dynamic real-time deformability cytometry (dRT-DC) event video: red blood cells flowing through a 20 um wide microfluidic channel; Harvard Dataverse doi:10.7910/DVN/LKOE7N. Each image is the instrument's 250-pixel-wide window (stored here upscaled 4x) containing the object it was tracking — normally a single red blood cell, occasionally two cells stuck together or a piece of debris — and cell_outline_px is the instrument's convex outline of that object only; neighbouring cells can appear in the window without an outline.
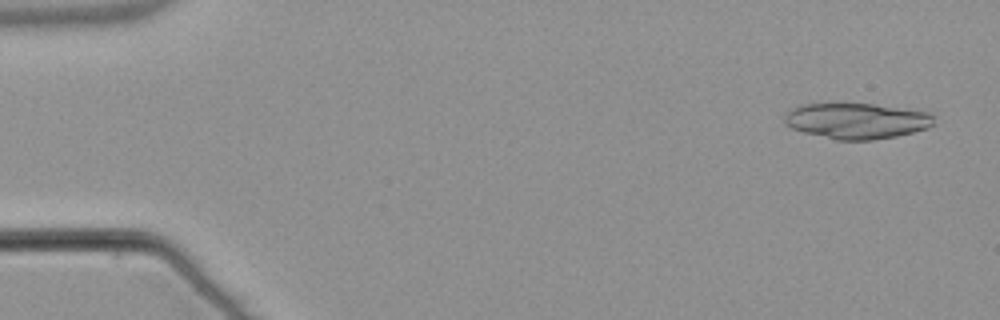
{"species": "common noctule bat (a hibernating species)", "species_latin": "Nyctalus noctula", "temperature_condition": "warm", "stored_images_in_passage": 20, "camera_frame_rate_fps": 3000, "um_per_image_px": 0.085, "animal": {"sex": "male", "body_mass_g": 21.5, "forearm_length_mm": 52.0}, "frame": {"image": 1, "passage_image": 3, "time_ms": 0.667, "image_size_px": [1000, 320], "cell_outline_px": [[936, 116], [932, 124], [928, 128], [896, 136], [872, 140], [836, 140], [804, 132], [792, 128], [784, 124], [784, 112], [800, 104], [872, 104], [932, 112]], "centroid_in_image_um": [72.81, 10.27], "position_along_channel_um": 12.2, "area_um2": 31.27}}